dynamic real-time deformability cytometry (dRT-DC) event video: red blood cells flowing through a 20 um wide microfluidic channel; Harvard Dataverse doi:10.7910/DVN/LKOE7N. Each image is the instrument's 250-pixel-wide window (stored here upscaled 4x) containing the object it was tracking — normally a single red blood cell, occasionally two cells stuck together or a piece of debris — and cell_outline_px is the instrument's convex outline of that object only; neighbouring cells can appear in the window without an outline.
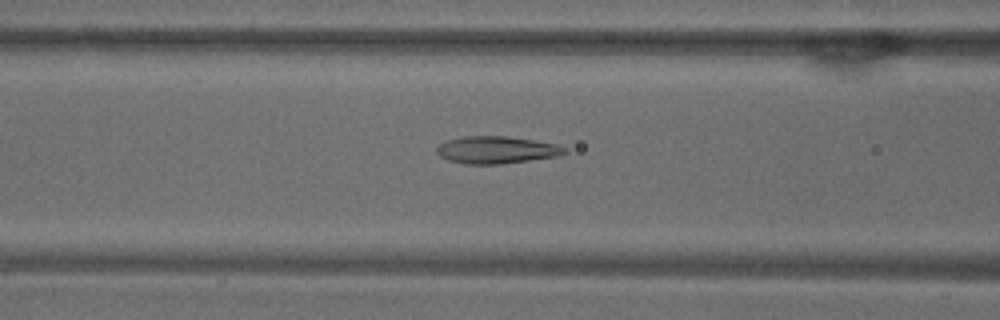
{"species": "common noctule bat (a hibernating species)", "species_latin": "Nyctalus noctula", "temperature_condition": "warm", "stored_images_in_passage": 54, "camera_frame_rate_fps": 3000, "um_per_image_px": 0.085, "animal": {"sex": "male", "body_mass_g": 18.8}, "frame": {"image": 1, "passage_image": 22, "time_ms": 7.0, "image_size_px": [1000, 320], "cell_outline_px": [[568, 152], [556, 156], [500, 164], [464, 164], [448, 160], [440, 156], [436, 152], [436, 148], [440, 144], [448, 140], [464, 136], [504, 136], [536, 140], [556, 144], [564, 148]], "centroid_in_image_um": [42.17, 12.74], "position_along_channel_um": 124.4, "area_um2": 20.17}}
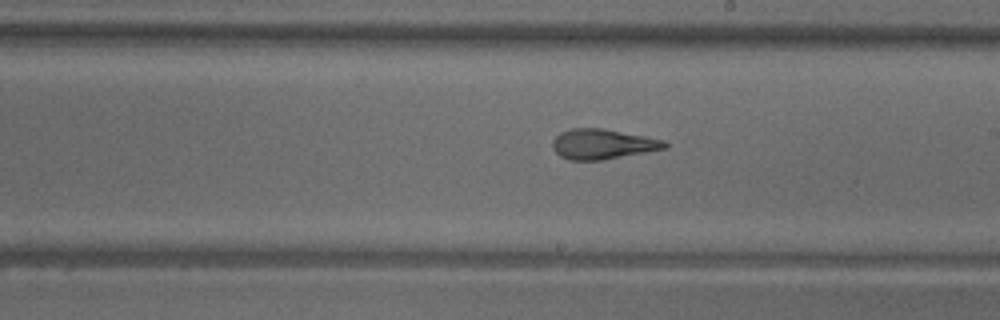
{"frame": {"image": 2, "passage_image": 31, "time_ms": 10.0, "image_size_px": [1000, 320], "cell_outline_px": [[668, 148], [600, 160], [568, 160], [560, 156], [552, 148], [552, 140], [560, 132], [572, 128], [604, 128], [664, 140], [668, 144]], "centroid_in_image_um": [51.2, 12.24], "position_along_channel_um": 237.8, "area_um2": 19.65}}
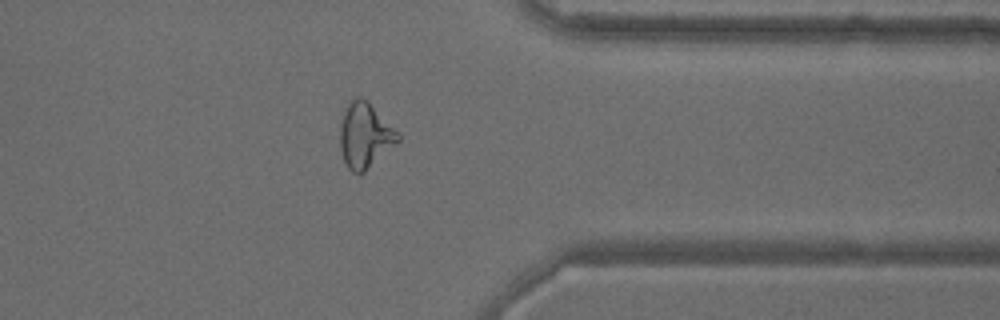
{"frame": {"image": 3, "passage_image": 43, "time_ms": 14.0, "image_size_px": [1000, 320], "cell_outline_px": [[400, 140], [360, 176], [352, 172], [348, 168], [344, 160], [340, 148], [340, 124], [344, 108], [356, 96], [360, 96], [368, 100], [400, 132]], "centroid_in_image_um": [31.03, 11.49], "position_along_channel_um": 380.4, "area_um2": 22.37}, "authors_computed_cell_mechanics": {"area_um2": 20.8947, "velocity_mm_per_s": 3.7734, "shape_relaxation_time_tau1_ms": 9.9941, "shape_relaxation_time_tau2_ms": 1.8298, "deformation_change_tau1": 0.2856, "deformation_change_tau2": 0.1214}}